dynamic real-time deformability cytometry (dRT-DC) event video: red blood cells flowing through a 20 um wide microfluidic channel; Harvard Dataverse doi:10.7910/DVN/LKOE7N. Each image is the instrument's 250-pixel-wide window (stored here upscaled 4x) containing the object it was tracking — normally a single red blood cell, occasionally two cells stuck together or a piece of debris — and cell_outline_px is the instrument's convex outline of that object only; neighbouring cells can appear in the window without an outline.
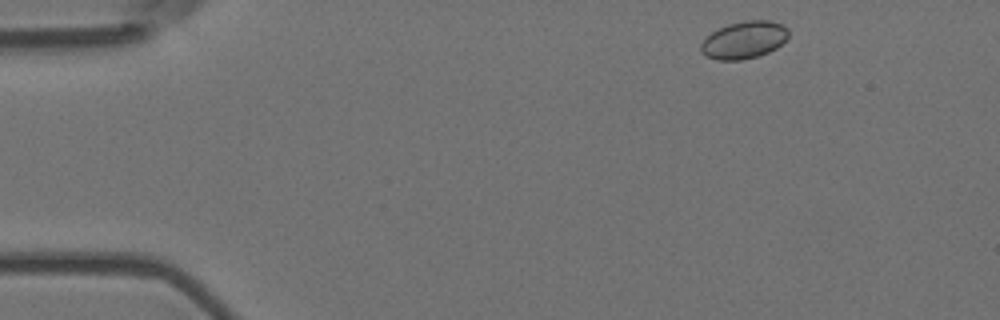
{"species": "Egyptian fruit bat (a non-hibernating species)", "species_latin": "Rousettus aegyptiacus", "temperature_condition": "room temperature", "stored_images_in_passage": 5, "camera_frame_rate_fps": 3000, "um_per_image_px": 0.085, "animal": {"sex": "female"}, "frame": {"image": 1, "passage_image": 1, "time_ms": 0.0, "image_size_px": [1000, 320], "cell_outline_px": [[788, 36], [776, 48], [768, 52], [756, 56], [740, 60], [716, 60], [700, 52], [700, 44], [712, 32], [728, 24], [748, 20], [768, 20], [780, 24], [788, 28]], "centroid_in_image_um": [63.23, 3.4], "position_along_channel_um": 21.8, "area_um2": 18.79}}
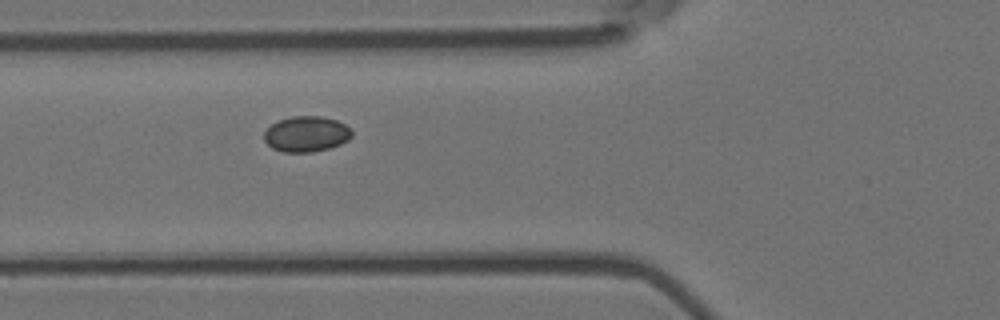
{"frame": {"image": 2, "passage_image": 5, "time_ms": 1.333, "image_size_px": [1000, 320], "cell_outline_px": [[352, 136], [348, 140], [340, 144], [328, 148], [312, 152], [284, 152], [272, 148], [264, 140], [264, 132], [272, 124], [280, 120], [292, 116], [320, 116], [336, 120], [344, 124], [352, 132]], "centroid_in_image_um": [26.03, 11.39], "position_along_channel_um": 99.8, "area_um2": 18.03}}